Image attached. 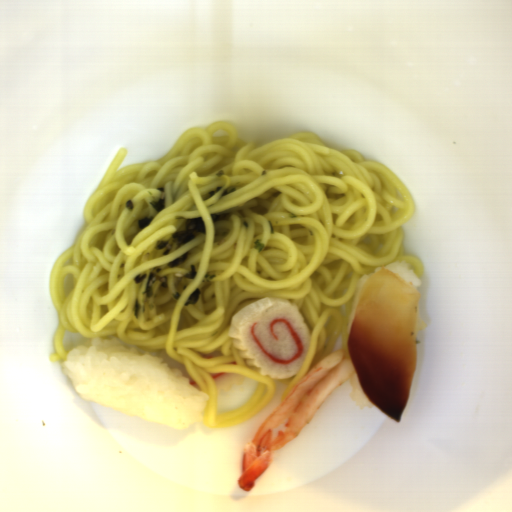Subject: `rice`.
Returning a JSON list of instances; mask_svg holds the SVG:
<instances>
[{"instance_id":"2","label":"rice","mask_w":512,"mask_h":512,"mask_svg":"<svg viewBox=\"0 0 512 512\" xmlns=\"http://www.w3.org/2000/svg\"><path fill=\"white\" fill-rule=\"evenodd\" d=\"M348 384L350 389V400L354 402L355 406L360 409L374 408L376 405L367 397L355 371L349 376Z\"/></svg>"},{"instance_id":"1","label":"rice","mask_w":512,"mask_h":512,"mask_svg":"<svg viewBox=\"0 0 512 512\" xmlns=\"http://www.w3.org/2000/svg\"><path fill=\"white\" fill-rule=\"evenodd\" d=\"M61 371L86 402L175 430L202 422L210 398L179 367L114 336H95L67 352Z\"/></svg>"},{"instance_id":"4","label":"rice","mask_w":512,"mask_h":512,"mask_svg":"<svg viewBox=\"0 0 512 512\" xmlns=\"http://www.w3.org/2000/svg\"><path fill=\"white\" fill-rule=\"evenodd\" d=\"M382 268L383 267H377L374 272L364 273L359 278V280H358L356 291H355L353 302H352V306H351V310H350V314L348 316L347 331H348L349 336H350V333H351L352 321H353L354 313H355L356 306H357V303H358V299H359V296H360V292H361L363 286L365 285L366 281L371 276H373L374 274L378 273Z\"/></svg>"},{"instance_id":"3","label":"rice","mask_w":512,"mask_h":512,"mask_svg":"<svg viewBox=\"0 0 512 512\" xmlns=\"http://www.w3.org/2000/svg\"><path fill=\"white\" fill-rule=\"evenodd\" d=\"M393 273L406 282H412L416 287L422 286V281L415 271L409 269V265L406 262L395 261L386 265Z\"/></svg>"}]
</instances>
